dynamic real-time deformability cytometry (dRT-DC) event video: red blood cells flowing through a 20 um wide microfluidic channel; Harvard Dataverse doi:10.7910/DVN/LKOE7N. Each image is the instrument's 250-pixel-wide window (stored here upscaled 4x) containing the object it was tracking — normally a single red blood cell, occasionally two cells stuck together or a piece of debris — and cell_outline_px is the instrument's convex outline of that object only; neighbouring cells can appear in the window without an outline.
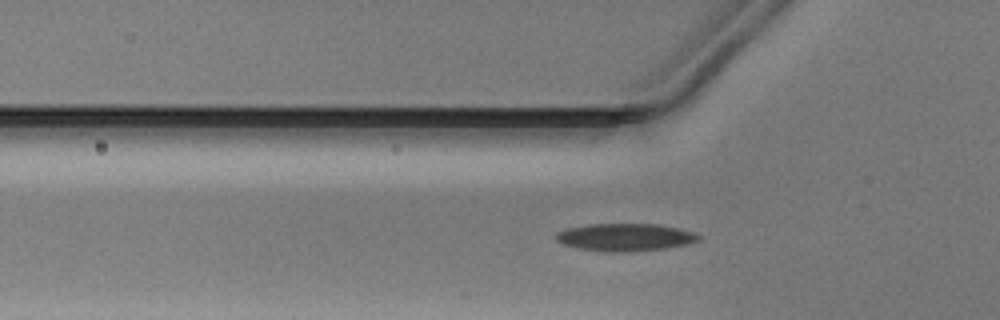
{"species": "Egyptian fruit bat (a non-hibernating species)", "species_latin": "Rousettus aegyptiacus", "temperature_condition": "warm", "stored_images_in_passage": 36, "camera_frame_rate_fps": 3000, "um_per_image_px": 0.085, "animal": {"sex": "male"}, "frame": {"image": 1, "passage_image": 8, "time_ms": 2.333, "image_size_px": [1000, 320], "cell_outline_px": [[700, 240], [688, 244], [664, 248], [636, 252], [604, 252], [576, 248], [560, 244], [556, 240], [556, 232], [568, 228], [588, 224], [656, 224], [676, 228], [692, 232], [700, 236]], "centroid_in_image_um": [53.08, 20.18], "position_along_channel_um": 72.7, "area_um2": 23.06}}
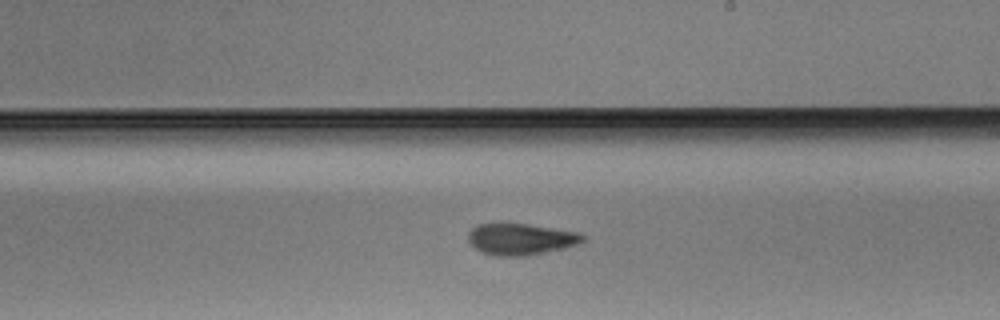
{"frame": {"image": 2, "passage_image": 21, "time_ms": 6.667, "image_size_px": [1000, 320], "cell_outline_px": [[584, 240], [576, 244], [528, 256], [496, 256], [480, 252], [468, 240], [468, 232], [472, 228], [480, 224], [528, 224], [580, 232], [584, 236]], "centroid_in_image_um": [44.24, 20.33], "position_along_channel_um": 244.8, "area_um2": 20.75}}
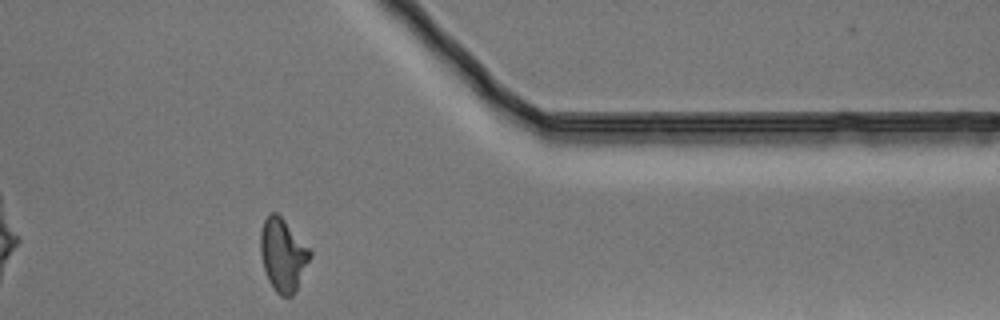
{"frame": {"image": 3, "passage_image": 33, "time_ms": 10.667, "image_size_px": [1000, 320], "cell_outline_px": [[312, 256], [292, 296], [280, 296], [276, 292], [268, 280], [264, 268], [260, 252], [260, 232], [264, 220], [268, 212], [276, 212], [312, 248]], "centroid_in_image_um": [24.06, 21.62], "position_along_channel_um": 387.3, "area_um2": 21.15}}